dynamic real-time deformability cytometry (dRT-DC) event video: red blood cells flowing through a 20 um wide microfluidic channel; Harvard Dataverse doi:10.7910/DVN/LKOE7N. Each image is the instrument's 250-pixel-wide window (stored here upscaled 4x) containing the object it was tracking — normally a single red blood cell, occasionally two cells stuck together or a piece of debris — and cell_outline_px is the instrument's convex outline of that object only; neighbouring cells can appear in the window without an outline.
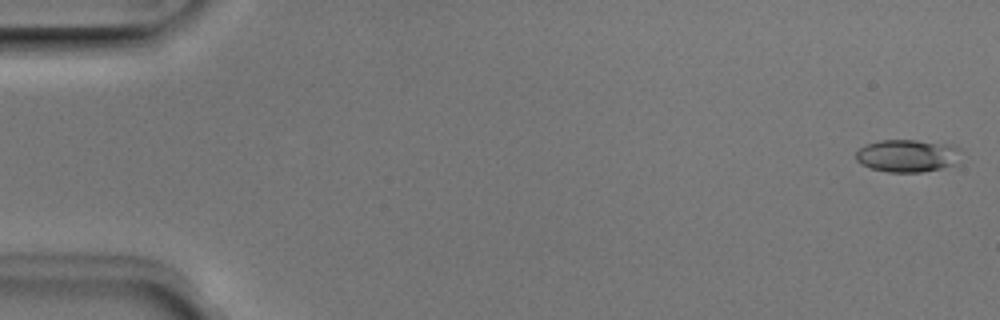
{"species": "Egyptian fruit bat (a non-hibernating species)", "species_latin": "Rousettus aegyptiacus", "temperature_condition": "room temperature", "stored_images_in_passage": 5, "camera_frame_rate_fps": 3000, "um_per_image_px": 0.085, "animal": {"sex": "male"}, "frame": {"image": 1, "passage_image": 1, "time_ms": 0.0, "image_size_px": [1000, 320], "cell_outline_px": [[960, 164], [920, 172], [888, 172], [872, 168], [860, 164], [856, 160], [856, 152], [860, 148], [868, 144], [880, 140], [916, 140], [956, 144], [960, 148]], "centroid_in_image_um": [77.21, 13.23], "position_along_channel_um": 7.8, "area_um2": 20.29}}
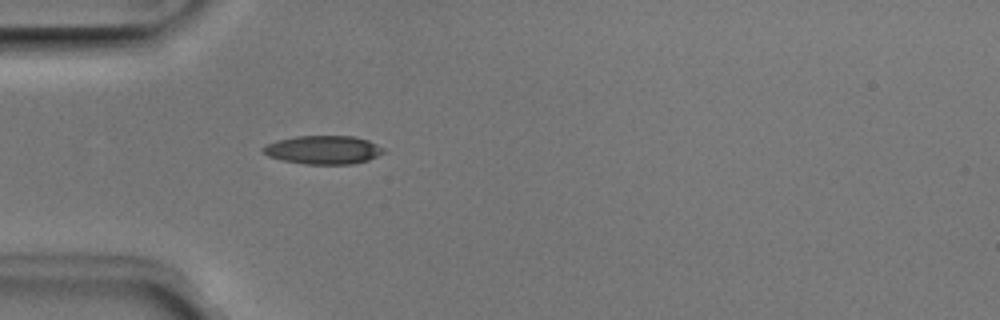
{"frame": {"image": 2, "passage_image": 5, "time_ms": 1.333, "image_size_px": [1000, 320], "cell_outline_px": [[384, 152], [368, 160], [352, 164], [304, 164], [284, 160], [268, 156], [260, 148], [264, 144], [296, 136], [352, 136], [368, 140], [384, 148]], "centroid_in_image_um": [27.46, 12.73], "position_along_channel_um": 57.5, "area_um2": 19.88}}